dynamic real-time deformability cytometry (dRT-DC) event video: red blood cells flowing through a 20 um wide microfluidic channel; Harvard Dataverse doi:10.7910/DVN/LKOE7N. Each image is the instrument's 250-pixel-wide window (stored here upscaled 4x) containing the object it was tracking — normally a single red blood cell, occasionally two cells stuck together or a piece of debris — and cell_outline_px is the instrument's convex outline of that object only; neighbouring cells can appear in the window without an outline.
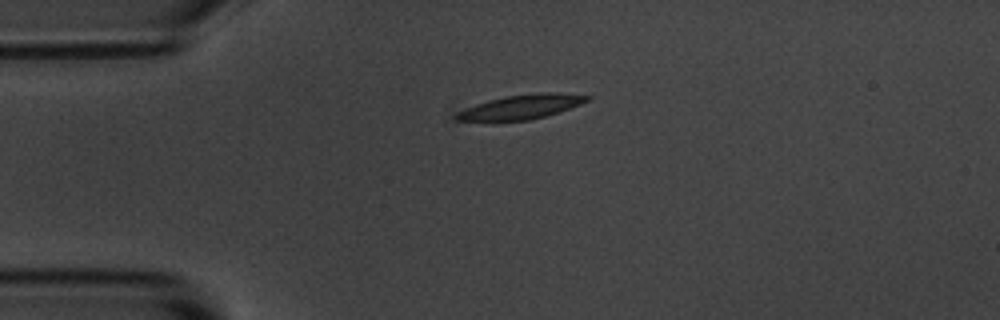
{"species": "common noctule bat (a hibernating species)", "species_latin": "Nyctalus noctula", "temperature_condition": "room temperature", "stored_images_in_passage": 44, "camera_frame_rate_fps": 3000, "um_per_image_px": 0.085, "animal": {"sex": "male", "body_mass_g": 20.1, "forearm_length_mm": 53.5}, "frame": {"image": 1, "passage_image": 1, "time_ms": 0.0, "image_size_px": [1000, 320], "cell_outline_px": [[592, 100], [544, 116], [528, 120], [456, 120], [456, 112], [464, 108], [488, 100], [504, 96], [540, 92], [556, 92], [592, 96]], "centroid_in_image_um": [44.33, 9.05], "position_along_channel_um": 40.7, "area_um2": 18.26}}
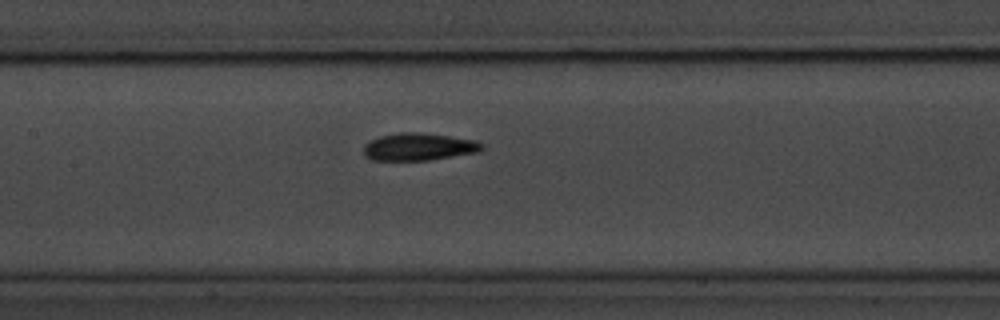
{"frame": {"image": 2, "passage_image": 14, "time_ms": 4.333, "image_size_px": [1000, 320], "cell_outline_px": [[484, 148], [480, 152], [428, 160], [372, 160], [364, 156], [364, 144], [368, 140], [380, 136], [400, 132], [420, 132], [476, 140], [484, 144]], "centroid_in_image_um": [35.59, 12.47], "position_along_channel_um": 171.8, "area_um2": 19.07}}
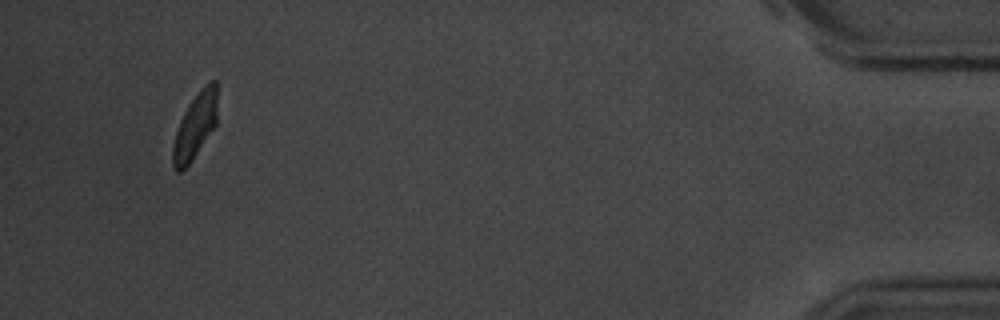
{"frame": {"image": 3, "passage_image": 41, "time_ms": 13.333, "image_size_px": [1000, 320], "cell_outline_px": [[216, 124], [192, 160], [180, 172], [176, 172], [172, 168], [172, 148], [176, 132], [180, 120], [184, 112], [200, 88], [212, 80], [216, 80]], "centroid_in_image_um": [16.56, 10.74], "position_along_channel_um": 418.6, "area_um2": 16.7}, "authors_computed_cell_mechanics": {"area_um2": 18.4671, "velocity_mm_per_s": 3.5698, "shape_relaxation_time_tau1_ms": 2.6325, "shape_relaxation_time_tau2_ms": 2.0505, "deformation_change_tau1": 0.1242, "deformation_change_tau2": 0.0685}}